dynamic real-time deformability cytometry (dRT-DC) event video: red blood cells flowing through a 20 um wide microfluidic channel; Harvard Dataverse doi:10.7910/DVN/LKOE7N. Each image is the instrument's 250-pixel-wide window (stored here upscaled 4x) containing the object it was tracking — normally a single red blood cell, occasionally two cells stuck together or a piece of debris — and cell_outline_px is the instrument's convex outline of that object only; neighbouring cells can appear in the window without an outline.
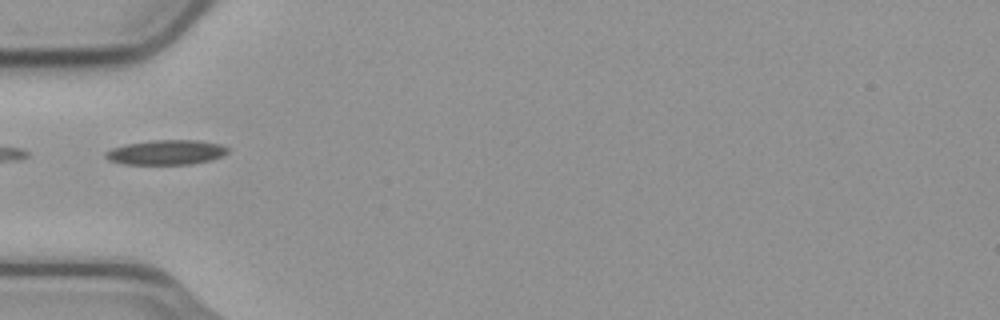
{"species": "common noctule bat (a hibernating species)", "species_latin": "Nyctalus noctula", "temperature_condition": "cold", "stored_images_in_passage": 7, "camera_frame_rate_fps": 3000, "um_per_image_px": 0.085, "animal": {"sex": "male", "body_mass_g": 23.1, "forearm_length_mm": 52.7}, "frame": {"image": 1, "passage_image": 1, "time_ms": 0.0, "image_size_px": [1000, 320], "cell_outline_px": [[228, 152], [224, 156], [192, 164], [124, 164], [108, 160], [104, 156], [104, 152], [112, 148], [128, 144], [152, 140], [200, 140], [220, 144], [228, 148]], "centroid_in_image_um": [14.13, 12.95], "position_along_channel_um": 70.9, "area_um2": 17.63}}